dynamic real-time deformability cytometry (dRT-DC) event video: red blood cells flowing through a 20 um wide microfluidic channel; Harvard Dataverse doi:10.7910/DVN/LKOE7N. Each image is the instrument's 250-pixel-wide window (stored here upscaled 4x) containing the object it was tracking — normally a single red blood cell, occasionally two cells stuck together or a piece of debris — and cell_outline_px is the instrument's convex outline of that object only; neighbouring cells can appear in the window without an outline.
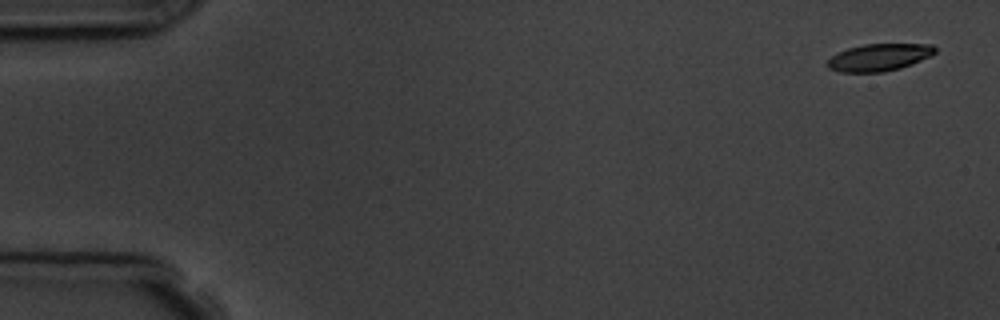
{"species": "common noctule bat (a hibernating species)", "species_latin": "Nyctalus noctula", "temperature_condition": "room temperature", "stored_images_in_passage": 5, "camera_frame_rate_fps": 3000, "um_per_image_px": 0.085, "animal": {"sex": "male", "body_mass_g": 19.5, "forearm_length_mm": 54.6}, "frame": {"image": 1, "passage_image": 1, "time_ms": 0.0, "image_size_px": [1000, 320], "cell_outline_px": [[936, 52], [932, 56], [912, 64], [900, 68], [884, 72], [840, 72], [828, 68], [828, 60], [836, 52], [848, 48], [864, 44], [932, 44], [936, 48]], "centroid_in_image_um": [74.74, 4.87], "position_along_channel_um": 10.3, "area_um2": 17.17}}
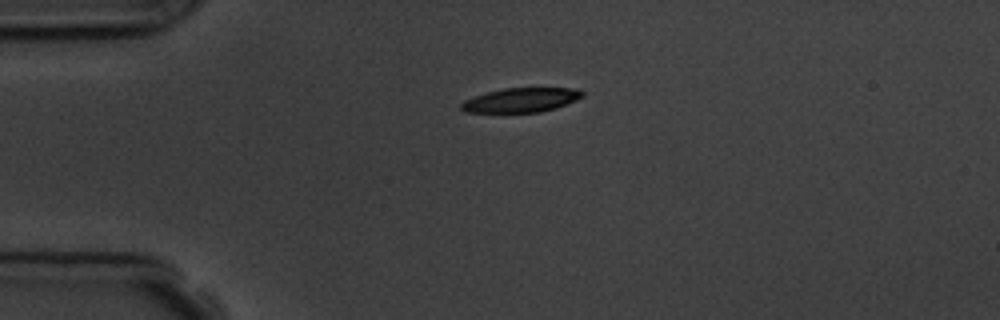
{"frame": {"image": 2, "passage_image": 4, "time_ms": 3.667, "image_size_px": [1000, 320], "cell_outline_px": [[584, 96], [576, 100], [556, 108], [540, 112], [464, 112], [460, 108], [460, 104], [464, 100], [488, 92], [504, 88], [576, 88], [584, 92]], "centroid_in_image_um": [44.31, 8.5], "position_along_channel_um": 40.7, "area_um2": 17.11}}